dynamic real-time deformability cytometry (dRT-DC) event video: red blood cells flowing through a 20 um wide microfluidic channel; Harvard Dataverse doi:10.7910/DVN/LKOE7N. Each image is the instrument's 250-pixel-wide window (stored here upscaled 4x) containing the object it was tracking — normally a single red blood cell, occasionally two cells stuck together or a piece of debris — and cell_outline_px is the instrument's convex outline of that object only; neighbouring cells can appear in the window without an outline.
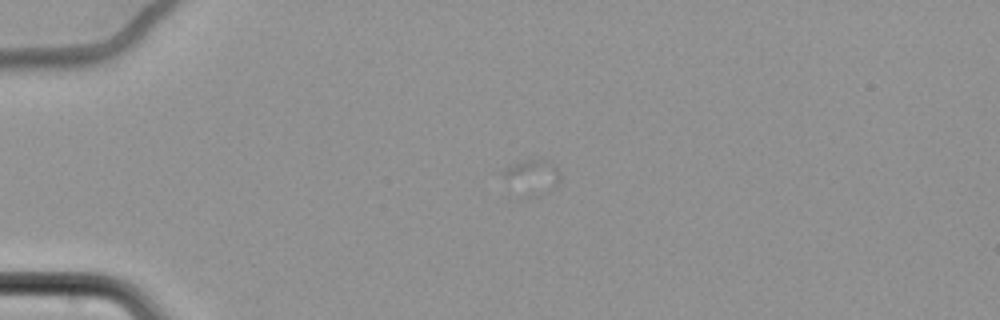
{"species": "common noctule bat (a hibernating species)", "species_latin": "Nyctalus noctula", "temperature_condition": "cold", "stored_images_in_passage": 15, "camera_frame_rate_fps": 3000, "um_per_image_px": 0.085, "animal": {"sex": "female", "body_mass_g": 22.7, "forearm_length_mm": 54.2}, "frame": {"image": 1, "passage_image": 1, "time_ms": 0.0, "image_size_px": [1000, 320], "cell_outline_px": [[560, 180], [548, 192], [540, 196], [520, 196], [504, 176], [504, 172], [512, 164], [540, 156], [552, 164], [560, 172]], "centroid_in_image_um": [45.28, 15.03], "position_along_channel_um": 39.7, "area_um2": 11.5}}
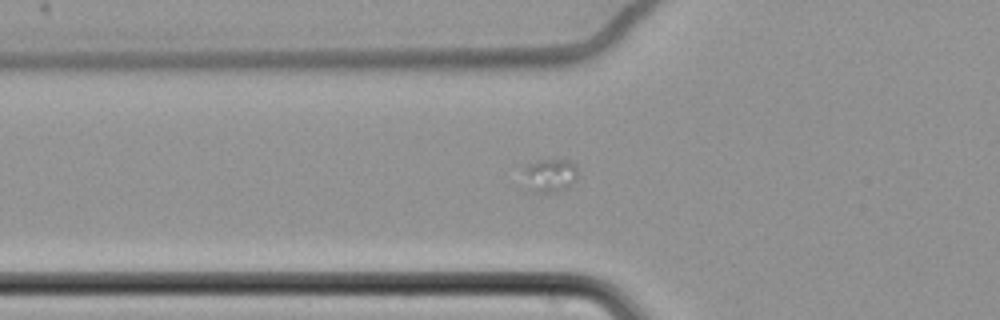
{"frame": {"image": 2, "passage_image": 9, "time_ms": 2.667, "image_size_px": [1000, 320], "cell_outline_px": [[576, 180], [568, 188], [560, 192], [532, 192], [524, 168], [528, 164], [536, 160], [568, 160], [576, 164]], "centroid_in_image_um": [46.81, 14.9], "position_along_channel_um": 79.0, "area_um2": 10.35}}